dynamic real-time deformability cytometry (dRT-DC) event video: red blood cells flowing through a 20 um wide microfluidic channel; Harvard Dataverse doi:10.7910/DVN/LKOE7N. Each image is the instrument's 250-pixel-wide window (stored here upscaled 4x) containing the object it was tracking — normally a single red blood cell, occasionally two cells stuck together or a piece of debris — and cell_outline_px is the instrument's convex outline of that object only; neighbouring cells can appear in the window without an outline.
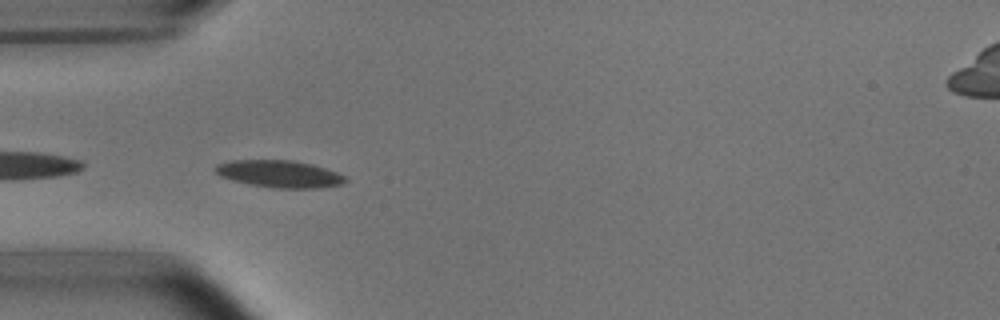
{"species": "common noctule bat (a hibernating species)", "species_latin": "Nyctalus noctula", "temperature_condition": "room temperature", "stored_images_in_passage": 5, "camera_frame_rate_fps": 3000, "um_per_image_px": 0.085, "animal": {"sex": "male", "body_mass_g": 15.6}, "frame": {"image": 1, "passage_image": 4, "time_ms": 3.667, "image_size_px": [1000, 320], "cell_outline_px": [[348, 180], [340, 184], [320, 188], [272, 188], [232, 180], [220, 176], [212, 168], [216, 164], [232, 160], [292, 160], [312, 164], [336, 172], [344, 176]], "centroid_in_image_um": [23.72, 14.78], "position_along_channel_um": 61.3, "area_um2": 20.52}}